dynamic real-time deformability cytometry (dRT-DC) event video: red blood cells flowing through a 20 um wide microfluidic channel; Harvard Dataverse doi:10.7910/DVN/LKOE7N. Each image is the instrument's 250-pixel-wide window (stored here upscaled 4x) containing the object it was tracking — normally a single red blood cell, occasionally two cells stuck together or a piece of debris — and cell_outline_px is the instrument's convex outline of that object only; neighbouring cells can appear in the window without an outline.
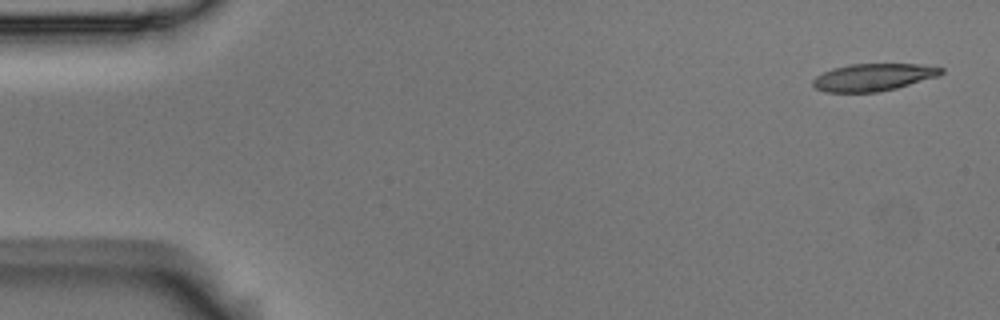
{"species": "Egyptian fruit bat (a non-hibernating species)", "species_latin": "Rousettus aegyptiacus", "temperature_condition": "room temperature", "stored_images_in_passage": 5, "camera_frame_rate_fps": 3000, "um_per_image_px": 0.085, "animal": {"sex": "male"}, "frame": {"image": 1, "passage_image": 1, "time_ms": 0.0, "image_size_px": [1000, 320], "cell_outline_px": [[944, 72], [940, 76], [896, 88], [876, 92], [828, 92], [816, 88], [812, 84], [812, 80], [816, 76], [832, 68], [852, 64], [920, 64], [944, 68]], "centroid_in_image_um": [74.26, 6.56], "position_along_channel_um": 10.7, "area_um2": 20.4}}
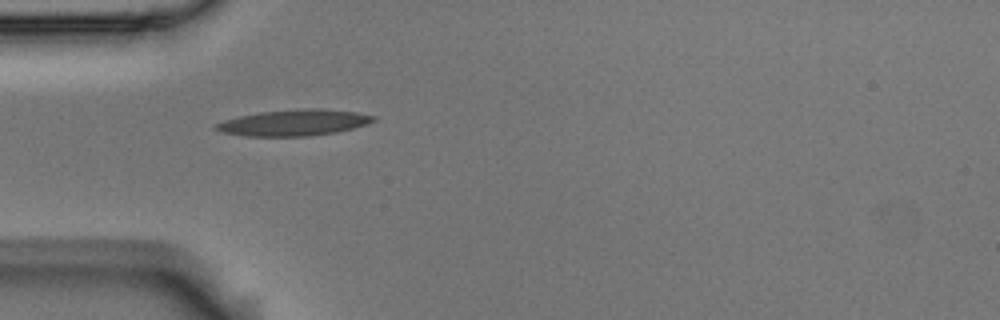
{"frame": {"image": 2, "passage_image": 4, "time_ms": 1.0, "image_size_px": [1000, 320], "cell_outline_px": [[376, 120], [352, 128], [336, 132], [304, 136], [248, 136], [220, 132], [212, 128], [212, 124], [224, 120], [240, 116], [260, 112], [308, 108], [320, 108], [356, 112], [376, 116]], "centroid_in_image_um": [24.93, 10.42], "position_along_channel_um": 60.1, "area_um2": 23.87}}
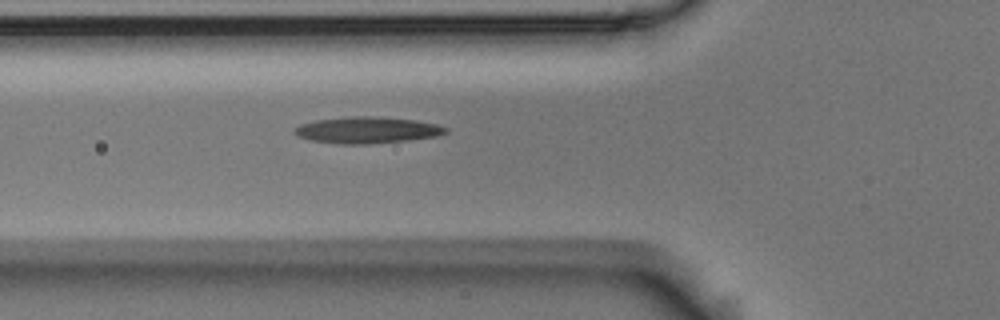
{"frame": {"image": 3, "passage_image": 5, "time_ms": 1.333, "image_size_px": [1000, 320], "cell_outline_px": [[448, 132], [436, 136], [408, 140], [368, 144], [340, 144], [312, 140], [296, 136], [292, 132], [292, 128], [300, 124], [316, 120], [352, 116], [372, 116], [416, 120], [436, 124], [448, 128]], "centroid_in_image_um": [31.17, 11.05], "position_along_channel_um": 94.6, "area_um2": 23.35}}